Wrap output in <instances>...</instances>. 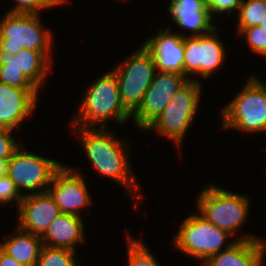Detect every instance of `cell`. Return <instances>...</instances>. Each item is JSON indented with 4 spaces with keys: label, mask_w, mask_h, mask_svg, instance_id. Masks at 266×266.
Wrapping results in <instances>:
<instances>
[{
    "label": "cell",
    "mask_w": 266,
    "mask_h": 266,
    "mask_svg": "<svg viewBox=\"0 0 266 266\" xmlns=\"http://www.w3.org/2000/svg\"><path fill=\"white\" fill-rule=\"evenodd\" d=\"M168 11L181 29L191 31V37L209 33L214 27L206 0H170Z\"/></svg>",
    "instance_id": "e0dca14e"
},
{
    "label": "cell",
    "mask_w": 266,
    "mask_h": 266,
    "mask_svg": "<svg viewBox=\"0 0 266 266\" xmlns=\"http://www.w3.org/2000/svg\"><path fill=\"white\" fill-rule=\"evenodd\" d=\"M0 82L26 89L38 100L39 89L19 69L13 54L0 56Z\"/></svg>",
    "instance_id": "44dd1931"
},
{
    "label": "cell",
    "mask_w": 266,
    "mask_h": 266,
    "mask_svg": "<svg viewBox=\"0 0 266 266\" xmlns=\"http://www.w3.org/2000/svg\"><path fill=\"white\" fill-rule=\"evenodd\" d=\"M78 169L63 165L53 176L48 192L62 213L81 216L79 211L91 204L86 182Z\"/></svg>",
    "instance_id": "7c38bea8"
},
{
    "label": "cell",
    "mask_w": 266,
    "mask_h": 266,
    "mask_svg": "<svg viewBox=\"0 0 266 266\" xmlns=\"http://www.w3.org/2000/svg\"><path fill=\"white\" fill-rule=\"evenodd\" d=\"M23 195L19 193L14 182L7 175L0 177V204L5 205L16 200L19 205Z\"/></svg>",
    "instance_id": "4316f807"
},
{
    "label": "cell",
    "mask_w": 266,
    "mask_h": 266,
    "mask_svg": "<svg viewBox=\"0 0 266 266\" xmlns=\"http://www.w3.org/2000/svg\"><path fill=\"white\" fill-rule=\"evenodd\" d=\"M39 14L6 13L0 20V56L22 49L52 51V35L40 22Z\"/></svg>",
    "instance_id": "8992f818"
},
{
    "label": "cell",
    "mask_w": 266,
    "mask_h": 266,
    "mask_svg": "<svg viewBox=\"0 0 266 266\" xmlns=\"http://www.w3.org/2000/svg\"><path fill=\"white\" fill-rule=\"evenodd\" d=\"M36 103L28 90L0 82V128L19 131V124L30 116Z\"/></svg>",
    "instance_id": "2e32d148"
},
{
    "label": "cell",
    "mask_w": 266,
    "mask_h": 266,
    "mask_svg": "<svg viewBox=\"0 0 266 266\" xmlns=\"http://www.w3.org/2000/svg\"><path fill=\"white\" fill-rule=\"evenodd\" d=\"M260 27H263L264 29H266V15H265V18L262 19V21L260 22Z\"/></svg>",
    "instance_id": "1f68e13d"
},
{
    "label": "cell",
    "mask_w": 266,
    "mask_h": 266,
    "mask_svg": "<svg viewBox=\"0 0 266 266\" xmlns=\"http://www.w3.org/2000/svg\"><path fill=\"white\" fill-rule=\"evenodd\" d=\"M0 266H24L0 248Z\"/></svg>",
    "instance_id": "f546056e"
},
{
    "label": "cell",
    "mask_w": 266,
    "mask_h": 266,
    "mask_svg": "<svg viewBox=\"0 0 266 266\" xmlns=\"http://www.w3.org/2000/svg\"><path fill=\"white\" fill-rule=\"evenodd\" d=\"M51 55V51L22 49L14 57L19 69L39 89L51 69Z\"/></svg>",
    "instance_id": "ffe728a7"
},
{
    "label": "cell",
    "mask_w": 266,
    "mask_h": 266,
    "mask_svg": "<svg viewBox=\"0 0 266 266\" xmlns=\"http://www.w3.org/2000/svg\"><path fill=\"white\" fill-rule=\"evenodd\" d=\"M210 15L238 11L242 0H206Z\"/></svg>",
    "instance_id": "f1b7e54d"
},
{
    "label": "cell",
    "mask_w": 266,
    "mask_h": 266,
    "mask_svg": "<svg viewBox=\"0 0 266 266\" xmlns=\"http://www.w3.org/2000/svg\"><path fill=\"white\" fill-rule=\"evenodd\" d=\"M74 254L75 251L68 248L42 245L36 266H78Z\"/></svg>",
    "instance_id": "603a6c76"
},
{
    "label": "cell",
    "mask_w": 266,
    "mask_h": 266,
    "mask_svg": "<svg viewBox=\"0 0 266 266\" xmlns=\"http://www.w3.org/2000/svg\"><path fill=\"white\" fill-rule=\"evenodd\" d=\"M143 45L153 55L156 70L184 75L185 35L165 28L149 38Z\"/></svg>",
    "instance_id": "9a60e30c"
},
{
    "label": "cell",
    "mask_w": 266,
    "mask_h": 266,
    "mask_svg": "<svg viewBox=\"0 0 266 266\" xmlns=\"http://www.w3.org/2000/svg\"><path fill=\"white\" fill-rule=\"evenodd\" d=\"M16 232L18 234L8 236V239L0 243V248L24 266H36L42 247L41 237L18 227Z\"/></svg>",
    "instance_id": "d6986e66"
},
{
    "label": "cell",
    "mask_w": 266,
    "mask_h": 266,
    "mask_svg": "<svg viewBox=\"0 0 266 266\" xmlns=\"http://www.w3.org/2000/svg\"><path fill=\"white\" fill-rule=\"evenodd\" d=\"M225 59V48L218 38L217 27L200 36H185L184 75L190 73L207 78L216 71Z\"/></svg>",
    "instance_id": "30bf717a"
},
{
    "label": "cell",
    "mask_w": 266,
    "mask_h": 266,
    "mask_svg": "<svg viewBox=\"0 0 266 266\" xmlns=\"http://www.w3.org/2000/svg\"><path fill=\"white\" fill-rule=\"evenodd\" d=\"M239 34L246 39L249 47L258 55L266 57V29L260 26L243 28Z\"/></svg>",
    "instance_id": "484cf974"
},
{
    "label": "cell",
    "mask_w": 266,
    "mask_h": 266,
    "mask_svg": "<svg viewBox=\"0 0 266 266\" xmlns=\"http://www.w3.org/2000/svg\"><path fill=\"white\" fill-rule=\"evenodd\" d=\"M82 216L61 213L41 236L42 245L76 250L75 245L85 242Z\"/></svg>",
    "instance_id": "ac0fdd59"
},
{
    "label": "cell",
    "mask_w": 266,
    "mask_h": 266,
    "mask_svg": "<svg viewBox=\"0 0 266 266\" xmlns=\"http://www.w3.org/2000/svg\"><path fill=\"white\" fill-rule=\"evenodd\" d=\"M226 243L221 252L210 255L204 266H262L266 251V241L251 235H243Z\"/></svg>",
    "instance_id": "5bb4252c"
},
{
    "label": "cell",
    "mask_w": 266,
    "mask_h": 266,
    "mask_svg": "<svg viewBox=\"0 0 266 266\" xmlns=\"http://www.w3.org/2000/svg\"><path fill=\"white\" fill-rule=\"evenodd\" d=\"M197 198L200 215L233 236L248 218L250 199L246 195L209 185Z\"/></svg>",
    "instance_id": "277c9868"
},
{
    "label": "cell",
    "mask_w": 266,
    "mask_h": 266,
    "mask_svg": "<svg viewBox=\"0 0 266 266\" xmlns=\"http://www.w3.org/2000/svg\"><path fill=\"white\" fill-rule=\"evenodd\" d=\"M227 231L206 221L201 215L185 218L174 238L175 247L203 263L210 255L221 252L227 238Z\"/></svg>",
    "instance_id": "ba28073f"
},
{
    "label": "cell",
    "mask_w": 266,
    "mask_h": 266,
    "mask_svg": "<svg viewBox=\"0 0 266 266\" xmlns=\"http://www.w3.org/2000/svg\"><path fill=\"white\" fill-rule=\"evenodd\" d=\"M17 4L8 13L39 14L43 9L57 7L67 0H13Z\"/></svg>",
    "instance_id": "d4e9b609"
},
{
    "label": "cell",
    "mask_w": 266,
    "mask_h": 266,
    "mask_svg": "<svg viewBox=\"0 0 266 266\" xmlns=\"http://www.w3.org/2000/svg\"><path fill=\"white\" fill-rule=\"evenodd\" d=\"M237 14L238 32L243 28L259 26L266 15V0H242Z\"/></svg>",
    "instance_id": "7402d4cb"
},
{
    "label": "cell",
    "mask_w": 266,
    "mask_h": 266,
    "mask_svg": "<svg viewBox=\"0 0 266 266\" xmlns=\"http://www.w3.org/2000/svg\"><path fill=\"white\" fill-rule=\"evenodd\" d=\"M63 166L55 160L27 152L19 147L8 160L7 176L14 182L17 190L44 193L48 191L54 174ZM45 188L39 190L41 188ZM37 192H36V191Z\"/></svg>",
    "instance_id": "9c48e42d"
},
{
    "label": "cell",
    "mask_w": 266,
    "mask_h": 266,
    "mask_svg": "<svg viewBox=\"0 0 266 266\" xmlns=\"http://www.w3.org/2000/svg\"><path fill=\"white\" fill-rule=\"evenodd\" d=\"M201 84L196 79L189 80L169 101L165 110L146 128L171 139L180 146L185 133L195 118L200 97Z\"/></svg>",
    "instance_id": "5b68a950"
},
{
    "label": "cell",
    "mask_w": 266,
    "mask_h": 266,
    "mask_svg": "<svg viewBox=\"0 0 266 266\" xmlns=\"http://www.w3.org/2000/svg\"><path fill=\"white\" fill-rule=\"evenodd\" d=\"M87 89L80 102L79 115L72 125L96 128L94 124L100 123L101 128H106L105 122L111 118L120 124L132 118L121 102L119 84L112 71L97 78Z\"/></svg>",
    "instance_id": "7a4b0ae2"
},
{
    "label": "cell",
    "mask_w": 266,
    "mask_h": 266,
    "mask_svg": "<svg viewBox=\"0 0 266 266\" xmlns=\"http://www.w3.org/2000/svg\"><path fill=\"white\" fill-rule=\"evenodd\" d=\"M135 52L111 70L119 84L121 102L131 115L139 108L157 72L153 55L143 44Z\"/></svg>",
    "instance_id": "52a82bcc"
},
{
    "label": "cell",
    "mask_w": 266,
    "mask_h": 266,
    "mask_svg": "<svg viewBox=\"0 0 266 266\" xmlns=\"http://www.w3.org/2000/svg\"><path fill=\"white\" fill-rule=\"evenodd\" d=\"M105 129L107 128L78 127L74 132H79L85 154L94 169L124 185L128 188L127 194H132L134 199V193H137L140 187L129 164L128 145Z\"/></svg>",
    "instance_id": "6da1fadb"
},
{
    "label": "cell",
    "mask_w": 266,
    "mask_h": 266,
    "mask_svg": "<svg viewBox=\"0 0 266 266\" xmlns=\"http://www.w3.org/2000/svg\"><path fill=\"white\" fill-rule=\"evenodd\" d=\"M128 266H160L141 240L128 237Z\"/></svg>",
    "instance_id": "cb8c5ba5"
},
{
    "label": "cell",
    "mask_w": 266,
    "mask_h": 266,
    "mask_svg": "<svg viewBox=\"0 0 266 266\" xmlns=\"http://www.w3.org/2000/svg\"><path fill=\"white\" fill-rule=\"evenodd\" d=\"M223 129H238L244 132L266 131V87L255 76L222 109Z\"/></svg>",
    "instance_id": "3957f363"
},
{
    "label": "cell",
    "mask_w": 266,
    "mask_h": 266,
    "mask_svg": "<svg viewBox=\"0 0 266 266\" xmlns=\"http://www.w3.org/2000/svg\"><path fill=\"white\" fill-rule=\"evenodd\" d=\"M18 225L21 230L42 236L49 224L62 212L50 193H24L18 205Z\"/></svg>",
    "instance_id": "4fadbf2b"
},
{
    "label": "cell",
    "mask_w": 266,
    "mask_h": 266,
    "mask_svg": "<svg viewBox=\"0 0 266 266\" xmlns=\"http://www.w3.org/2000/svg\"><path fill=\"white\" fill-rule=\"evenodd\" d=\"M13 130L0 128V159H10L21 146L11 136Z\"/></svg>",
    "instance_id": "83f0119b"
},
{
    "label": "cell",
    "mask_w": 266,
    "mask_h": 266,
    "mask_svg": "<svg viewBox=\"0 0 266 266\" xmlns=\"http://www.w3.org/2000/svg\"><path fill=\"white\" fill-rule=\"evenodd\" d=\"M188 81L189 79L183 74L157 71L142 103L132 114L135 126L145 132L146 128L165 110L174 94Z\"/></svg>",
    "instance_id": "8fae6325"
},
{
    "label": "cell",
    "mask_w": 266,
    "mask_h": 266,
    "mask_svg": "<svg viewBox=\"0 0 266 266\" xmlns=\"http://www.w3.org/2000/svg\"><path fill=\"white\" fill-rule=\"evenodd\" d=\"M8 160L9 159H0V177L7 175Z\"/></svg>",
    "instance_id": "4dcf8cb0"
}]
</instances>
